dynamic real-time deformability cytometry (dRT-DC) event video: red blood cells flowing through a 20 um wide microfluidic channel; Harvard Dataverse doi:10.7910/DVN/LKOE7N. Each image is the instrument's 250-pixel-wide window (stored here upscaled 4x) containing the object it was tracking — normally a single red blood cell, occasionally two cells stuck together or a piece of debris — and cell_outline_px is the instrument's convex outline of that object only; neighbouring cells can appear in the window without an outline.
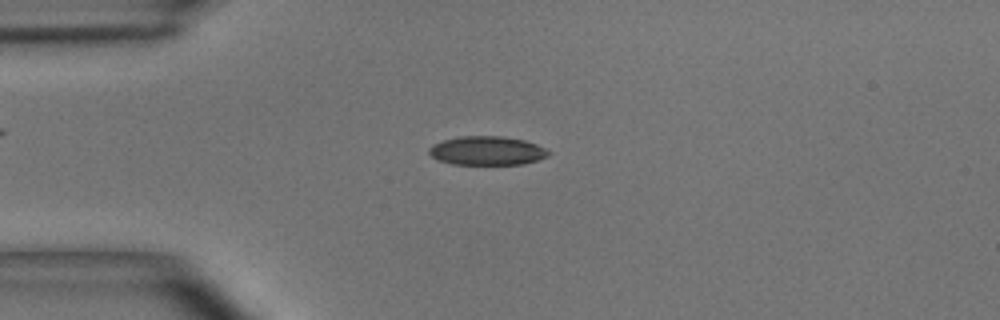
{"species": "common noctule bat (a hibernating species)", "species_latin": "Nyctalus noctula", "temperature_condition": "room temperature", "stored_images_in_passage": 50, "camera_frame_rate_fps": 3000, "um_per_image_px": 0.085, "animal": {"sex": "male", "body_mass_g": 15.6}, "frame": {"image": 1, "passage_image": 12, "time_ms": 3.667, "image_size_px": [1000, 320], "cell_outline_px": [[552, 152], [548, 156], [536, 160], [520, 164], [452, 164], [440, 160], [432, 156], [428, 152], [428, 148], [432, 144], [444, 140], [460, 136], [504, 136], [524, 140], [536, 144]], "centroid_in_image_um": [41.39, 12.8], "position_along_channel_um": 43.6, "area_um2": 20.0}}
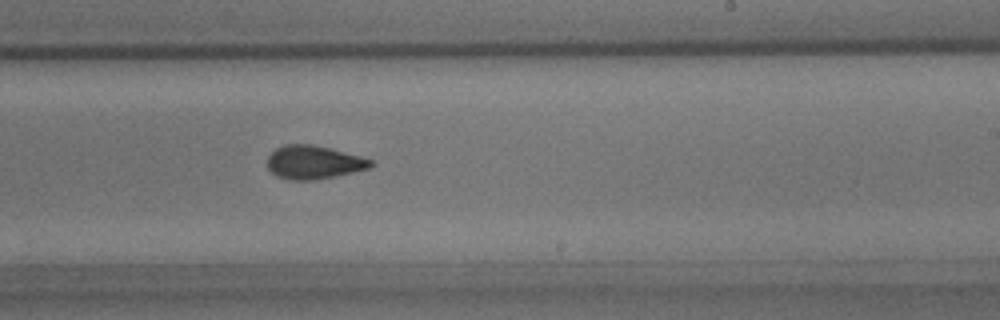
{"frame": {"image": 2, "passage_image": 30, "time_ms": 9.667, "image_size_px": [1000, 320], "cell_outline_px": [[376, 164], [372, 168], [336, 176], [312, 180], [288, 180], [276, 176], [268, 168], [268, 156], [276, 148], [284, 144], [312, 144], [332, 148], [360, 156], [372, 160]], "centroid_in_image_um": [26.7, 13.79], "position_along_channel_um": 262.3, "area_um2": 20.4}}
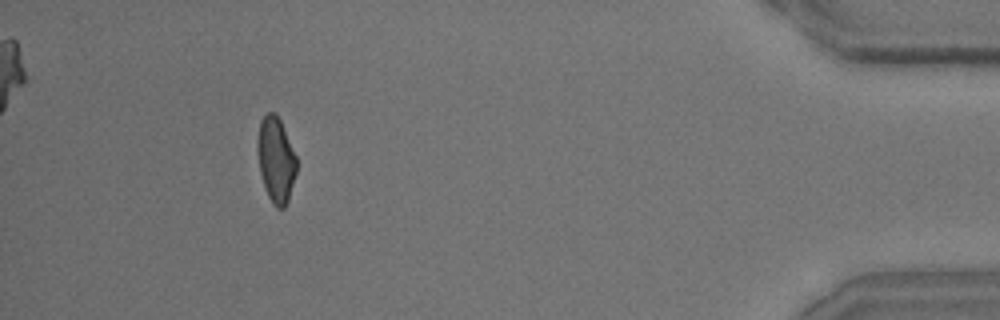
{"frame": {"image": 3, "passage_image": 46, "time_ms": 15.0, "image_size_px": [1000, 320], "cell_outline_px": [[296, 172], [288, 200], [284, 208], [276, 208], [272, 204], [264, 188], [260, 172], [256, 148], [256, 140], [260, 120], [268, 112], [276, 112], [280, 120], [296, 156]], "centroid_in_image_um": [23.42, 13.57], "position_along_channel_um": 411.8, "area_um2": 19.54}, "authors_computed_cell_mechanics": {"area_um2": 19.9988, "velocity_mm_per_s": 3.9454, "shape_relaxation_time_tau1_ms": 3.9825, "shape_relaxation_time_tau2_ms": 1.8538, "deformation_change_tau1": 0.1387, "deformation_change_tau2": 0.074}}